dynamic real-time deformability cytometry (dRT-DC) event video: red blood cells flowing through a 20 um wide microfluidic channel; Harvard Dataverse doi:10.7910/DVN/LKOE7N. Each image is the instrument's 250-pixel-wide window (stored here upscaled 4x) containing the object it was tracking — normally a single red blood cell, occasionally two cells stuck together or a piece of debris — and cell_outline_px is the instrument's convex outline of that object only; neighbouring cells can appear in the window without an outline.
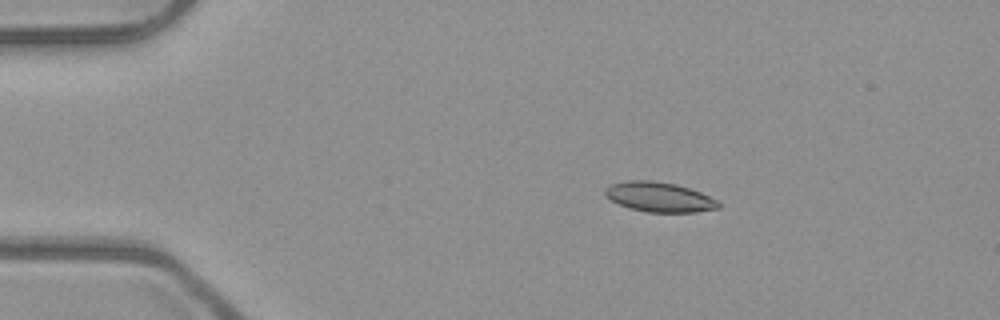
{"species": "common noctule bat (a hibernating species)", "species_latin": "Nyctalus noctula", "temperature_condition": "room temperature", "stored_images_in_passage": 5, "camera_frame_rate_fps": 3000, "um_per_image_px": 0.085, "animal": {"sex": "male", "body_mass_g": 23.1, "forearm_length_mm": 52.7}, "frame": {"image": 1, "passage_image": 2, "time_ms": 0.333, "image_size_px": [1000, 320], "cell_outline_px": [[720, 208], [696, 212], [648, 212], [628, 208], [604, 196], [604, 188], [612, 184], [628, 180], [652, 180], [676, 184], [700, 192], [716, 200], [720, 204]], "centroid_in_image_um": [56.01, 16.74], "position_along_channel_um": 29.0, "area_um2": 19.65}}
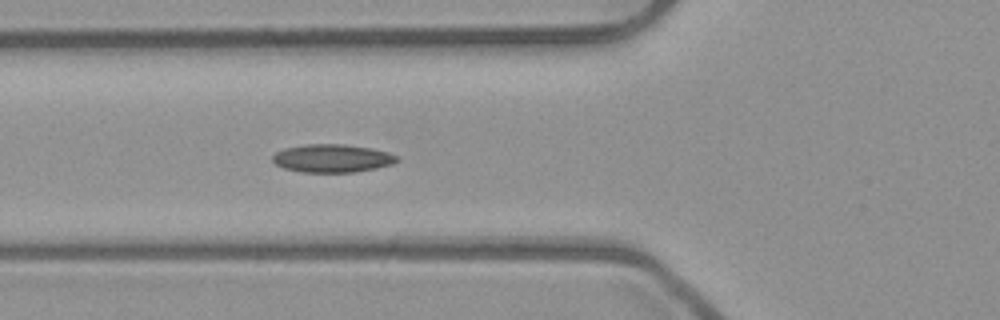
{"frame": {"image": 2, "passage_image": 5, "time_ms": 1.333, "image_size_px": [1000, 320], "cell_outline_px": [[400, 160], [392, 164], [376, 168], [352, 172], [300, 172], [284, 168], [276, 164], [272, 160], [272, 156], [276, 152], [284, 148], [304, 144], [344, 144], [372, 148], [388, 152], [400, 156]], "centroid_in_image_um": [28.26, 13.45], "position_along_channel_um": 97.5, "area_um2": 20.52}}